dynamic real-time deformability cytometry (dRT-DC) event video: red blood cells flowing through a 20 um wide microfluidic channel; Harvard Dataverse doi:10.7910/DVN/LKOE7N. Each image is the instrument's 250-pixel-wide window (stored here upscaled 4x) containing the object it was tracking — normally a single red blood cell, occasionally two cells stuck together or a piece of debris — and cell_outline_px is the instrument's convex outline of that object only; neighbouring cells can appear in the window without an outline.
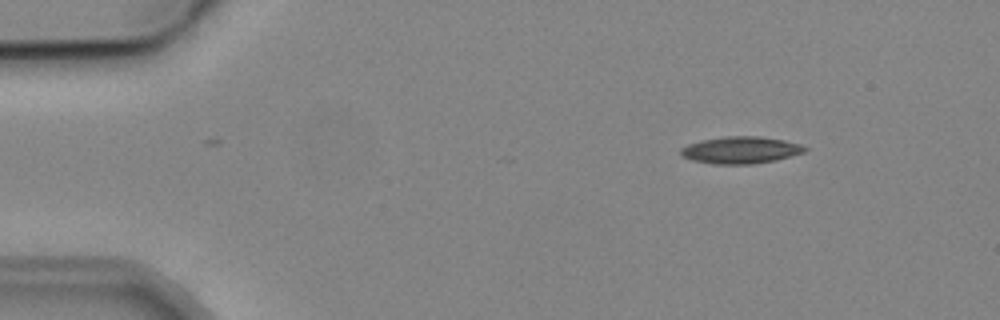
{"species": "common noctule bat (a hibernating species)", "species_latin": "Nyctalus noctula", "temperature_condition": "cold", "stored_images_in_passage": 6, "camera_frame_rate_fps": 3000, "um_per_image_px": 0.085, "animal": {"sex": "male", "body_mass_g": 19.2, "forearm_length_mm": 51.8}, "frame": {"image": 1, "passage_image": 1, "time_ms": 0.0, "image_size_px": [1000, 320], "cell_outline_px": [[808, 148], [804, 152], [776, 160], [752, 164], [712, 164], [692, 160], [680, 156], [680, 148], [688, 144], [704, 140], [728, 136], [760, 136], [784, 140], [800, 144]], "centroid_in_image_um": [62.94, 12.76], "position_along_channel_um": 22.1, "area_um2": 19.48}}
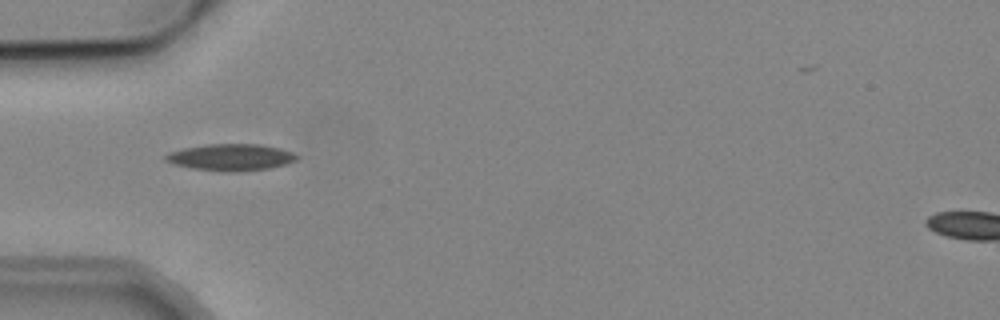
{"frame": {"image": 2, "passage_image": 4, "time_ms": 3.333, "image_size_px": [1000, 320], "cell_outline_px": [[300, 156], [296, 160], [284, 164], [268, 168], [236, 172], [224, 172], [192, 168], [176, 164], [164, 160], [164, 156], [168, 152], [184, 148], [204, 144], [260, 144], [280, 148], [292, 152]], "centroid_in_image_um": [19.61, 13.36], "position_along_channel_um": 65.4, "area_um2": 20.4}}
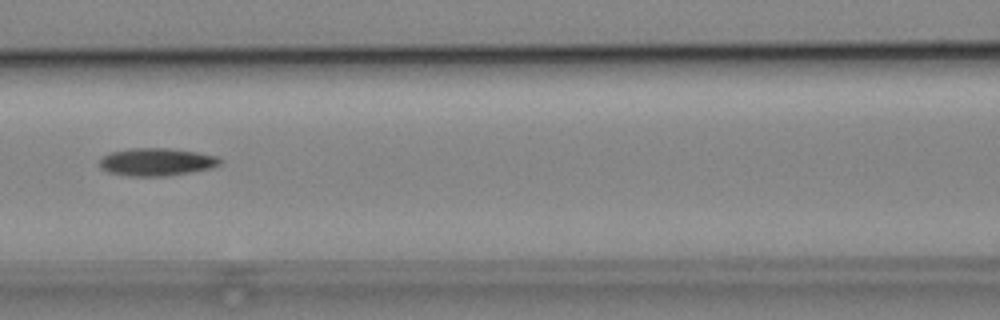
{"frame": {"image": 3, "passage_image": 6, "time_ms": 5.667, "image_size_px": [1000, 320], "cell_outline_px": [[220, 164], [212, 168], [168, 176], [128, 176], [108, 172], [100, 168], [100, 160], [104, 156], [112, 152], [132, 148], [168, 148], [196, 152], [216, 156], [220, 160]], "centroid_in_image_um": [13.3, 13.77], "position_along_channel_um": 153.3, "area_um2": 19.31}}